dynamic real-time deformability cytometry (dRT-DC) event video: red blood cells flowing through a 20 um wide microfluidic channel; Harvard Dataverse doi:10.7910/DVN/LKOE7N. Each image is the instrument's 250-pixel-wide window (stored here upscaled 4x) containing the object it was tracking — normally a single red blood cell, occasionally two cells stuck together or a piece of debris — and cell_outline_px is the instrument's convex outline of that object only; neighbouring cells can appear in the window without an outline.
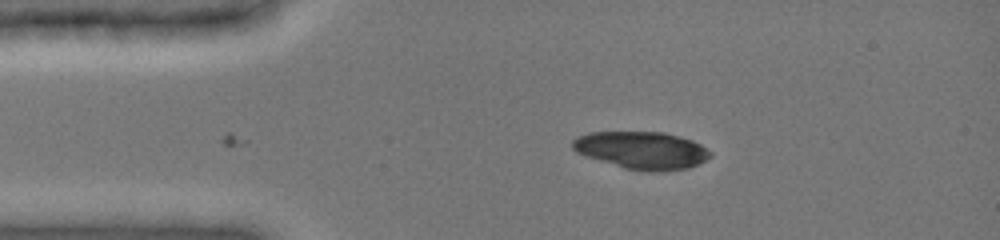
{"species": "common noctule bat (a hibernating species)", "species_latin": "Nyctalus noctula", "temperature_condition": "cold", "stored_images_in_passage": 13, "camera_frame_rate_fps": 3000, "um_per_image_px": 0.085, "animal": {"sex": "female", "body_mass_g": 19.0, "forearm_length_mm": 51.5}, "frame": {"image": 1, "passage_image": 13, "time_ms": 4.0, "image_size_px": [1000, 240], "cell_outline_px": [[712, 156], [688, 168], [624, 168], [576, 152], [572, 148], [572, 140], [576, 136], [588, 132], [664, 132], [680, 136], [692, 140], [700, 144], [712, 152]], "centroid_in_image_um": [54.51, 12.7], "position_along_channel_um": 30.5, "area_um2": 29.02}}